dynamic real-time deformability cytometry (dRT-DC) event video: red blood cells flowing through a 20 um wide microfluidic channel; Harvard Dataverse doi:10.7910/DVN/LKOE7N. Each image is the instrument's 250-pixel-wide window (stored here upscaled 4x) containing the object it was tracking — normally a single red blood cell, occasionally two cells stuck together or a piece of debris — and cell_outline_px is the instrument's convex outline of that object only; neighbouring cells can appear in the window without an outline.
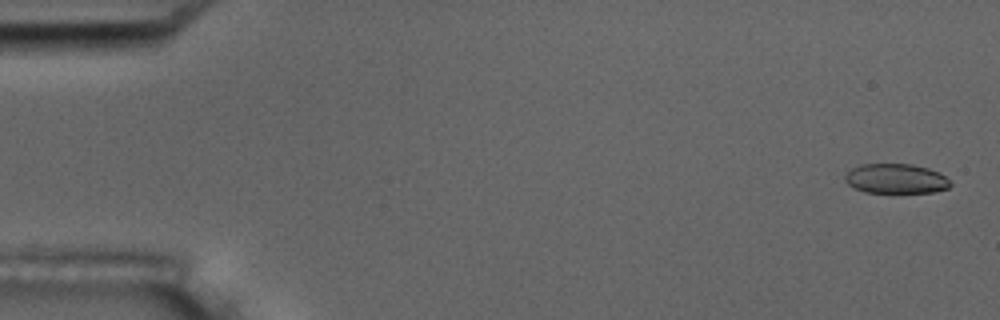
{"species": "common noctule bat (a hibernating species)", "species_latin": "Nyctalus noctula", "temperature_condition": "room temperature", "stored_images_in_passage": 7, "camera_frame_rate_fps": 3000, "um_per_image_px": 0.085, "animal": {"sex": "male", "body_mass_g": 17.5, "forearm_length_mm": 52.3}, "frame": {"image": 1, "passage_image": 1, "time_ms": 0.0, "image_size_px": [1000, 320], "cell_outline_px": [[952, 184], [948, 188], [932, 192], [864, 192], [848, 184], [844, 180], [844, 176], [852, 168], [860, 164], [912, 164], [928, 168], [944, 176]], "centroid_in_image_um": [76.12, 15.18], "position_along_channel_um": 8.9, "area_um2": 18.03}}
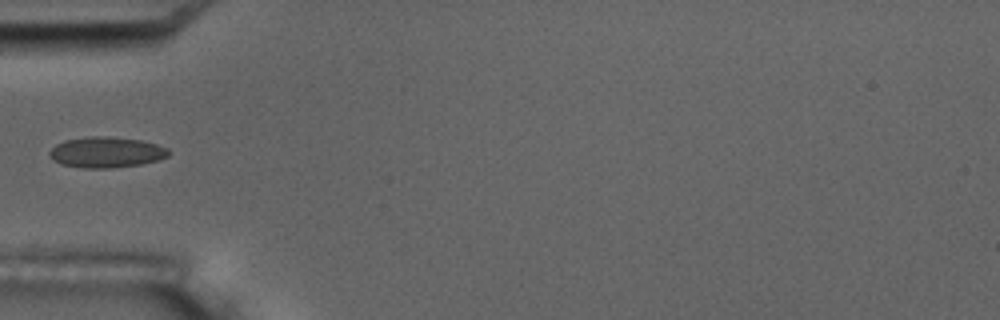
{"frame": {"image": 2, "passage_image": 6, "time_ms": 5.667, "image_size_px": [1000, 320], "cell_outline_px": [[172, 152], [168, 156], [156, 160], [140, 164], [112, 168], [84, 168], [60, 164], [52, 160], [48, 156], [48, 152], [56, 144], [64, 140], [88, 136], [108, 136], [140, 140], [156, 144], [168, 148]], "centroid_in_image_um": [9.0, 12.94], "position_along_channel_um": 76.0, "area_um2": 21.5}}